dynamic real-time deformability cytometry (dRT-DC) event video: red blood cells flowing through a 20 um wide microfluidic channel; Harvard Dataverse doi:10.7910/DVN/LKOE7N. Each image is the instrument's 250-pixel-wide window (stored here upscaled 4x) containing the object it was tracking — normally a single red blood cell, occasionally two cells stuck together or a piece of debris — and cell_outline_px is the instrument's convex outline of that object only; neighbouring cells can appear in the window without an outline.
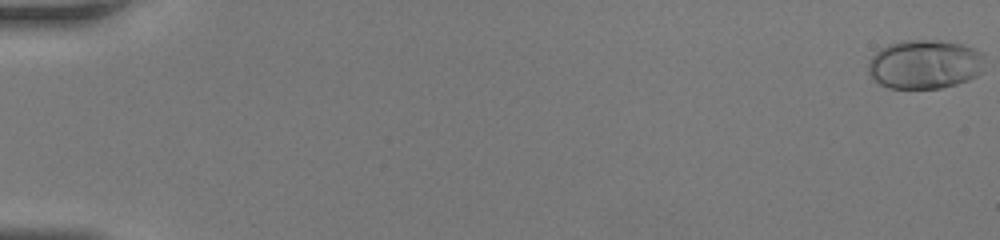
{"species": "human", "species_latin": "Homo sapiens", "temperature_condition": "room temperature", "stored_images_in_passage": 47, "camera_frame_rate_fps": 3000, "um_per_image_px": 0.085, "donor": {"sex": "female"}, "frame": {"image": 1, "passage_image": 1, "time_ms": 0.0, "image_size_px": [1000, 240], "cell_outline_px": [[984, 56], [980, 72], [976, 76], [968, 80], [956, 84], [940, 88], [888, 88], [880, 84], [868, 72], [868, 64], [872, 56], [880, 48], [888, 44], [900, 40], [940, 40], [960, 44], [976, 48], [984, 52]], "centroid_in_image_um": [78.6, 5.45], "position_along_channel_um": 6.4, "area_um2": 33.47}}
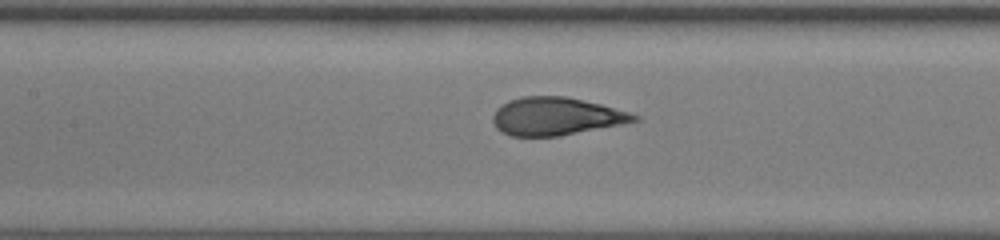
{"frame": {"image": 2, "passage_image": 24, "time_ms": 7.667, "image_size_px": [1000, 240], "cell_outline_px": [[640, 120], [560, 136], [508, 136], [500, 132], [496, 128], [492, 120], [492, 116], [496, 108], [500, 104], [508, 100], [520, 96], [564, 96], [600, 104], [628, 112], [640, 116]], "centroid_in_image_um": [47.18, 9.89], "position_along_channel_um": 160.2, "area_um2": 31.21}}
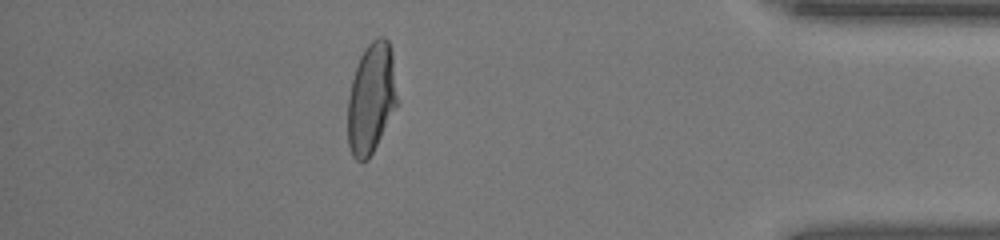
{"frame": {"image": 3, "passage_image": 42, "time_ms": 13.667, "image_size_px": [1000, 240], "cell_outline_px": [[400, 104], [368, 160], [360, 164], [352, 156], [348, 144], [348, 96], [352, 80], [360, 56], [364, 48], [372, 40], [380, 36], [384, 36], [388, 40], [392, 52]], "centroid_in_image_um": [31.6, 8.38], "position_along_channel_um": 403.6, "area_um2": 32.77}}